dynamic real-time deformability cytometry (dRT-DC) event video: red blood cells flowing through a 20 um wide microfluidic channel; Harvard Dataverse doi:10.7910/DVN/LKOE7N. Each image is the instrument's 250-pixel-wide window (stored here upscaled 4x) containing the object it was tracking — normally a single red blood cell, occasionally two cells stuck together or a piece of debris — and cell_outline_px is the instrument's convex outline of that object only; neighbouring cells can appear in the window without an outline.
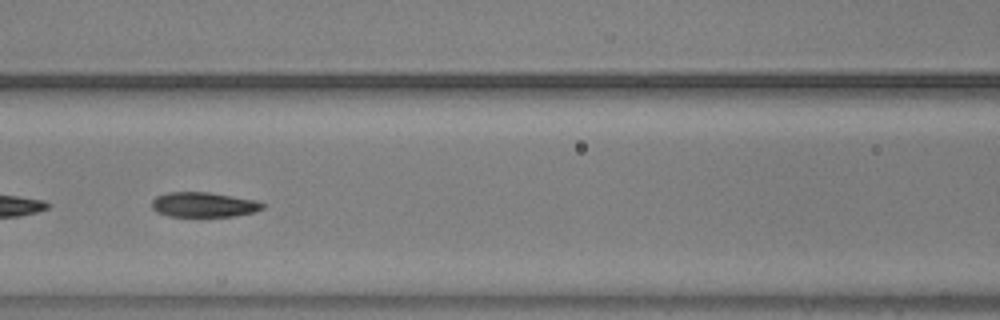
{"species": "common noctule bat (a hibernating species)", "species_latin": "Nyctalus noctula", "temperature_condition": "warm", "stored_images_in_passage": 45, "segment_of_instrument_passage": [2, 2], "camera_frame_rate_fps": 3000, "um_per_image_px": 0.085, "animal": {"sex": "male", "body_mass_g": 20.5, "forearm_length_mm": 52.5}, "frame": {"image": 1, "passage_image": 14, "time_ms": 4.333, "image_size_px": [1000, 320], "cell_outline_px": [[264, 208], [256, 212], [236, 216], [168, 216], [156, 212], [152, 208], [152, 200], [156, 196], [168, 192], [208, 192], [256, 200], [264, 204]], "centroid_in_image_um": [17.31, 17.4], "position_along_channel_um": 149.3, "area_um2": 16.13}}
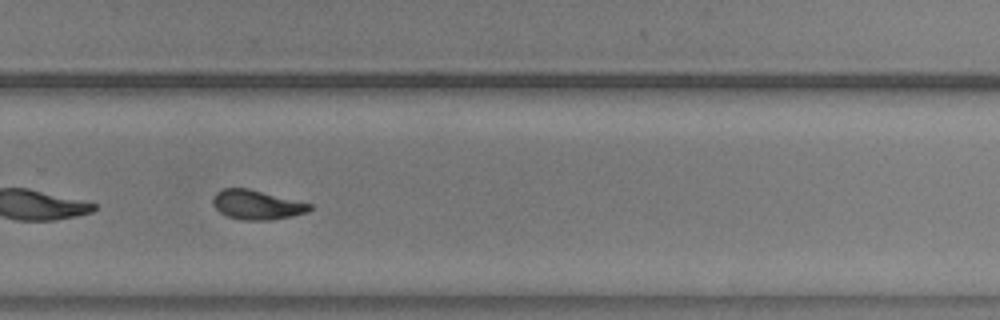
{"frame": {"image": 2, "passage_image": 27, "time_ms": 8.667, "image_size_px": [1000, 320], "cell_outline_px": [[312, 208], [308, 212], [292, 216], [268, 220], [244, 220], [228, 216], [220, 212], [212, 204], [212, 200], [216, 192], [224, 188], [248, 188], [312, 204]], "centroid_in_image_um": [21.83, 17.4], "position_along_channel_um": 308.0, "area_um2": 16.47}}
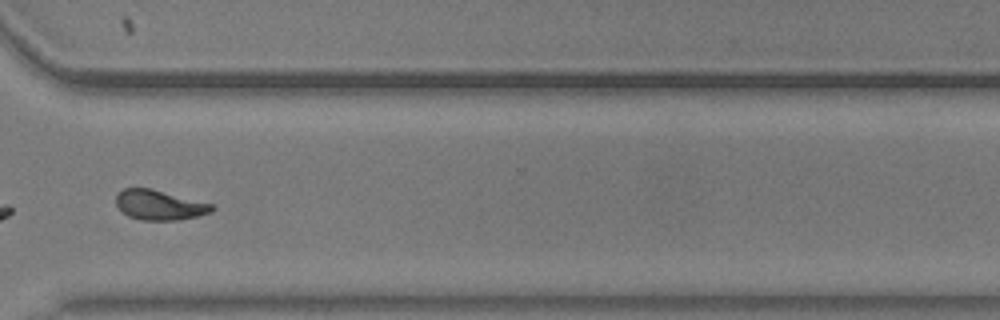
{"frame": {"image": 3, "passage_image": 31, "time_ms": 10.0, "image_size_px": [1000, 320], "cell_outline_px": [[216, 208], [212, 212], [196, 216], [176, 220], [140, 220], [128, 216], [116, 204], [116, 196], [124, 188], [152, 188], [212, 204]], "centroid_in_image_um": [13.56, 17.42], "position_along_channel_um": 357.0, "area_um2": 16.59}}